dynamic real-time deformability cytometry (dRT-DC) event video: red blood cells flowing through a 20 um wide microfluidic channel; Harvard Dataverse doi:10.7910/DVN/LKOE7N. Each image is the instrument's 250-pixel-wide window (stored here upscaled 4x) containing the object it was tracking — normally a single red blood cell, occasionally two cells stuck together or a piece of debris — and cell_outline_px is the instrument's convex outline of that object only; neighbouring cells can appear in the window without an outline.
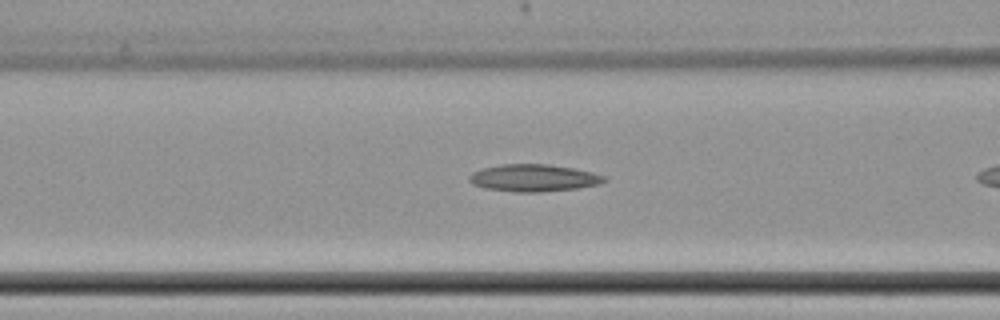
{"species": "common noctule bat (a hibernating species)", "species_latin": "Nyctalus noctula", "temperature_condition": "cold", "stored_images_in_passage": 9, "camera_frame_rate_fps": 3000, "um_per_image_px": 0.085, "animal": {"sex": "female", "body_mass_g": 22.7, "forearm_length_mm": 54.2}, "frame": {"image": 1, "passage_image": 7, "time_ms": 2.0, "image_size_px": [1000, 320], "cell_outline_px": [[608, 180], [600, 184], [576, 188], [540, 192], [516, 192], [484, 188], [472, 184], [468, 180], [468, 176], [472, 172], [484, 168], [500, 164], [548, 164], [572, 168], [592, 172], [608, 176]], "centroid_in_image_um": [45.37, 15.12], "position_along_channel_um": 121.2, "area_um2": 21.5}}